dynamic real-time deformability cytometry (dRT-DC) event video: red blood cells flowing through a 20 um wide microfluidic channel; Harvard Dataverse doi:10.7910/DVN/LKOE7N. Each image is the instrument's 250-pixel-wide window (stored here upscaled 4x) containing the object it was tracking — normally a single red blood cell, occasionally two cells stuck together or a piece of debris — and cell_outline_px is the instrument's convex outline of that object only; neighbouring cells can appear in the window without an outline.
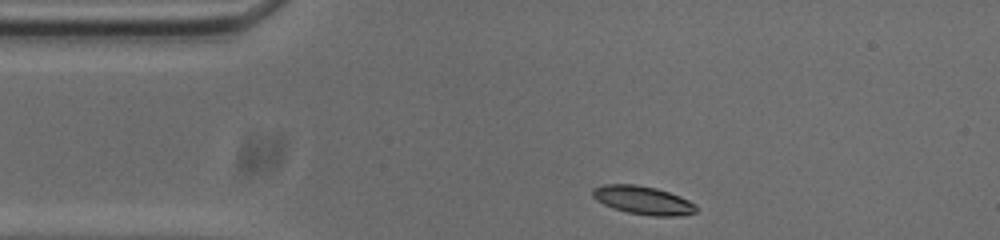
{"species": "common noctule bat (a hibernating species)", "species_latin": "Nyctalus noctula", "temperature_condition": "cold", "stored_images_in_passage": 42, "camera_frame_rate_fps": 3000, "um_per_image_px": 0.085, "animal": {"sex": "male", "body_mass_g": 20.0, "forearm_length_mm": 53.3}, "frame": {"image": 1, "passage_image": 1, "time_ms": 0.0, "image_size_px": [1000, 240], "cell_outline_px": [[696, 212], [684, 216], [652, 216], [628, 212], [612, 208], [596, 200], [592, 196], [592, 188], [604, 184], [636, 184], [656, 188], [680, 196], [696, 204]], "centroid_in_image_um": [54.65, 17.02], "position_along_channel_um": 30.3, "area_um2": 17.22}}
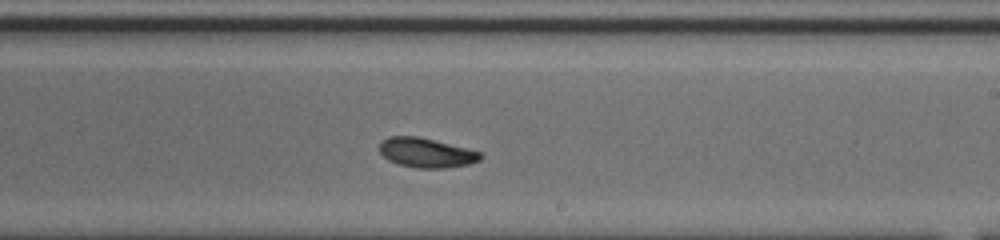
{"frame": {"image": 2, "passage_image": 22, "time_ms": 7.0, "image_size_px": [1000, 240], "cell_outline_px": [[484, 156], [480, 160], [468, 164], [444, 168], [416, 168], [396, 164], [388, 160], [380, 152], [380, 140], [388, 136], [416, 136], [480, 152]], "centroid_in_image_um": [36.18, 12.99], "position_along_channel_um": 252.8, "area_um2": 17.22}}
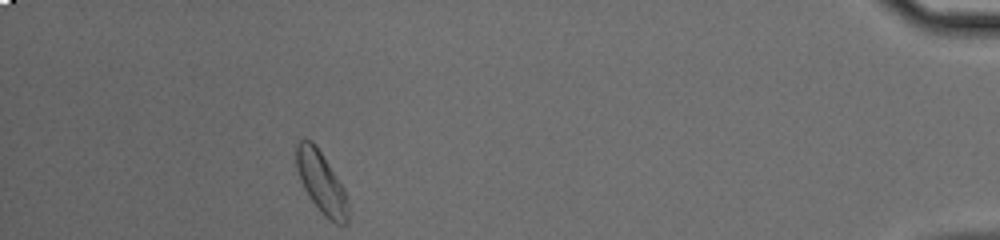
{"frame": {"image": 3, "passage_image": 40, "time_ms": 13.0, "image_size_px": [1000, 240], "cell_outline_px": [[348, 224], [336, 224], [324, 216], [308, 196], [300, 180], [296, 168], [296, 144], [300, 140], [312, 140], [316, 144], [344, 188], [348, 200]], "centroid_in_image_um": [27.31, 15.52], "position_along_channel_um": 407.9, "area_um2": 18.67}, "authors_computed_cell_mechanics": {"area_um2": 17.5712, "velocity_mm_per_s": 3.7056, "shape_relaxation_time_tau1_ms": 3.517, "shape_relaxation_time_tau2_ms": 4.1017, "deformation_change_tau1": 0.1225, "deformation_change_tau2": 0.0957}}